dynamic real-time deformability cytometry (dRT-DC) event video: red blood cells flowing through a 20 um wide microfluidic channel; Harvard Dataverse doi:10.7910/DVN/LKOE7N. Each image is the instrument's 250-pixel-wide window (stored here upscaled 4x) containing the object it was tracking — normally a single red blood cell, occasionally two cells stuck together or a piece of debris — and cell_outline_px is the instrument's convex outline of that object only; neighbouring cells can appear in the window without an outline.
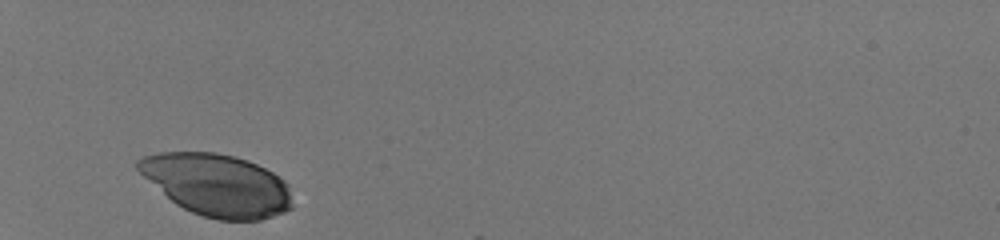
{"species": "human", "species_latin": "Homo sapiens", "temperature_condition": "room temperature", "stored_images_in_passage": 28, "camera_frame_rate_fps": 3000, "um_per_image_px": 0.085, "donor": {"sex": "male"}, "frame": {"image": 1, "passage_image": 1, "time_ms": 0.0, "image_size_px": [1000, 240], "cell_outline_px": [[292, 208], [284, 212], [260, 220], [220, 220], [204, 216], [192, 212], [176, 204], [144, 176], [136, 168], [136, 160], [144, 156], [160, 152], [216, 152], [236, 156], [248, 160], [280, 176], [288, 184], [292, 204]], "centroid_in_image_um": [18.47, 15.71], "position_along_channel_um": 66.5, "area_um2": 55.6}}